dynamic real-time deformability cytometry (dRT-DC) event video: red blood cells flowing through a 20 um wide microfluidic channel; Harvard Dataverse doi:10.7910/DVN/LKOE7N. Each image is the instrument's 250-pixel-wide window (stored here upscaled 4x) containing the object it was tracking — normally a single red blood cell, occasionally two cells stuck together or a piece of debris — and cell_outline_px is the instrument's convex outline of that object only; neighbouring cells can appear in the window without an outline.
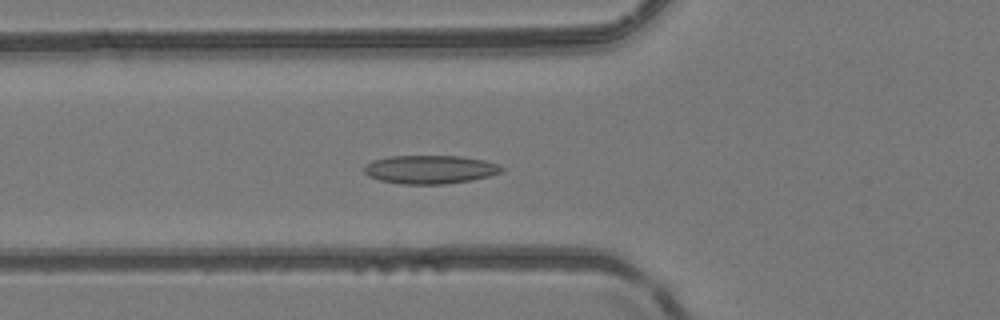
{"species": "common noctule bat (a hibernating species)", "species_latin": "Nyctalus noctula", "temperature_condition": "room temperature", "stored_images_in_passage": 51, "camera_frame_rate_fps": 3000, "um_per_image_px": 0.085, "animal": {"sex": "female", "body_mass_g": 24.6, "forearm_length_mm": 56.2}, "frame": {"image": 1, "passage_image": 19, "time_ms": 6.0, "image_size_px": [1000, 320], "cell_outline_px": [[504, 172], [472, 180], [444, 184], [400, 184], [380, 180], [368, 176], [364, 172], [364, 164], [372, 160], [388, 156], [460, 156], [484, 160], [500, 164], [504, 168]], "centroid_in_image_um": [36.56, 14.4], "position_along_channel_um": 89.2, "area_um2": 23.06}}
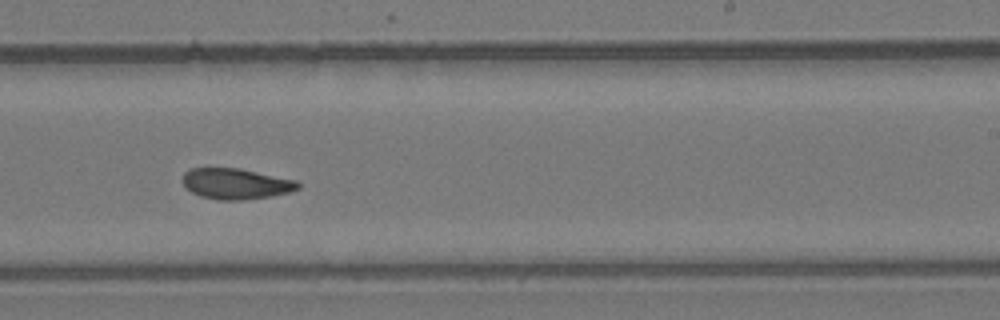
{"frame": {"image": 2, "passage_image": 32, "time_ms": 10.333, "image_size_px": [1000, 320], "cell_outline_px": [[300, 188], [288, 192], [272, 196], [240, 200], [220, 200], [200, 196], [192, 192], [180, 180], [184, 172], [192, 168], [240, 168], [296, 180], [300, 184]], "centroid_in_image_um": [20.04, 15.61], "position_along_channel_um": 269.0, "area_um2": 20.69}}
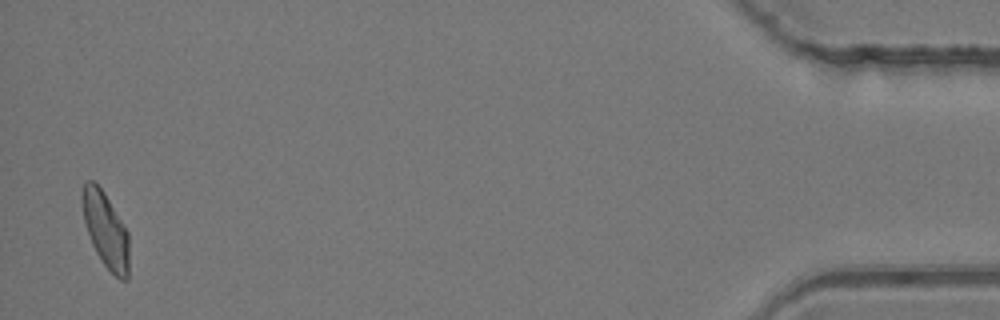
{"frame": {"image": 3, "passage_image": 50, "time_ms": 16.333, "image_size_px": [1000, 320], "cell_outline_px": [[128, 280], [120, 280], [104, 264], [96, 252], [92, 244], [84, 220], [80, 200], [80, 192], [84, 180], [92, 180], [104, 192], [128, 232]], "centroid_in_image_um": [8.95, 19.49], "position_along_channel_um": 426.3, "area_um2": 20.52}, "authors_computed_cell_mechanics": {"area_um2": 21.3282, "velocity_mm_per_s": 4.135, "shape_relaxation_time_tau1_ms": null, "shape_relaxation_time_tau2_ms": 2.7884, "deformation_change_tau1": null, "deformation_change_tau2": 0.0949}}